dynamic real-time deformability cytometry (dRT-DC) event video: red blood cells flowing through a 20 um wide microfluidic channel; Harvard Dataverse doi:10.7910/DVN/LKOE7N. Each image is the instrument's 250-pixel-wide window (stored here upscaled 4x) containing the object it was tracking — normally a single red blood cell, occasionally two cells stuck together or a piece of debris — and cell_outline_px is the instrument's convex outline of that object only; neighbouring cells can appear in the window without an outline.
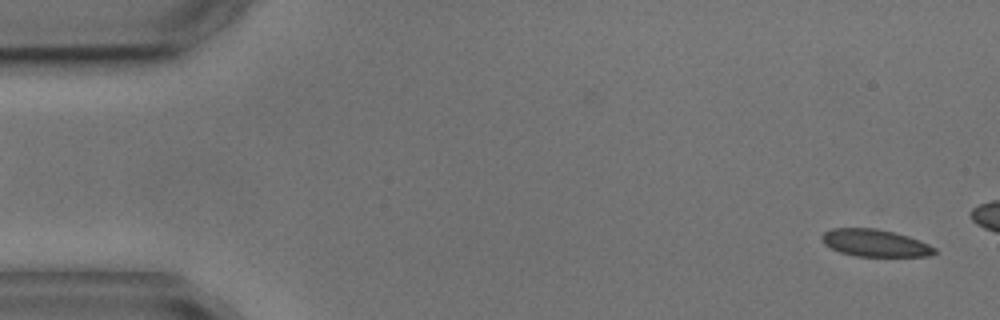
{"species": "common noctule bat (a hibernating species)", "species_latin": "Nyctalus noctula", "temperature_condition": "cold", "stored_images_in_passage": 2, "camera_frame_rate_fps": 3000, "um_per_image_px": 0.085, "animal": {"sex": "male", "body_mass_g": 17.9, "forearm_length_mm": 54.2}, "frame": {"image": 1, "passage_image": 2, "time_ms": 1.667, "image_size_px": [1000, 320], "cell_outline_px": [[936, 252], [928, 256], [856, 256], [840, 252], [824, 244], [820, 236], [824, 232], [832, 228], [876, 228], [908, 236], [928, 244], [936, 248]], "centroid_in_image_um": [74.35, 20.65], "position_along_channel_um": 10.7, "area_um2": 17.74}}